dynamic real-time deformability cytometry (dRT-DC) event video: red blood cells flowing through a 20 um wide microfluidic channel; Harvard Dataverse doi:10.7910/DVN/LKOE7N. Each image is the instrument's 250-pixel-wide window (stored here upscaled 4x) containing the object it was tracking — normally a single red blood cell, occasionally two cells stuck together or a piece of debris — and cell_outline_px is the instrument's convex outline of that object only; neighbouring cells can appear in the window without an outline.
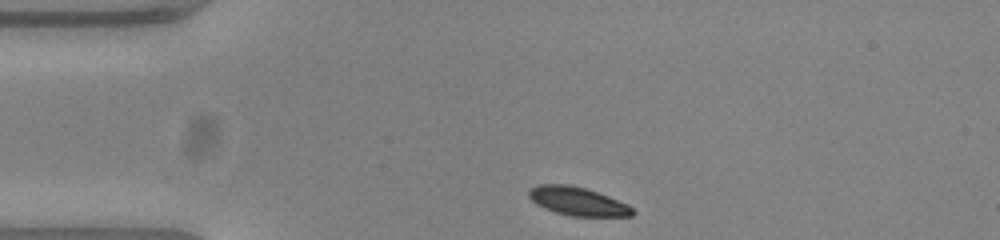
{"species": "common noctule bat (a hibernating species)", "species_latin": "Nyctalus noctula", "temperature_condition": "warm", "stored_images_in_passage": 34, "camera_frame_rate_fps": 3000, "um_per_image_px": 0.085, "animal": {"sex": "female", "body_mass_g": 23.0, "forearm_length_mm": 53.4}, "frame": {"image": 1, "passage_image": 1, "time_ms": 0.0, "image_size_px": [1000, 240], "cell_outline_px": [[636, 212], [632, 216], [572, 216], [556, 212], [544, 208], [536, 204], [528, 196], [528, 192], [532, 188], [540, 184], [568, 184], [584, 188], [608, 196], [628, 204]], "centroid_in_image_um": [49.11, 17.11], "position_along_channel_um": 35.9, "area_um2": 17.05}}
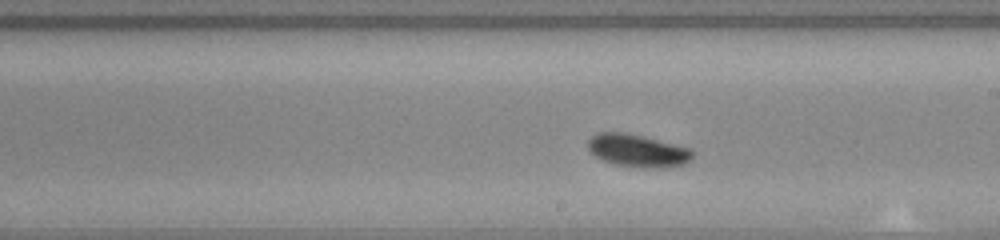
{"frame": {"image": 2, "passage_image": 20, "time_ms": 6.333, "image_size_px": [1000, 240], "cell_outline_px": [[696, 152], [684, 164], [668, 168], [640, 168], [612, 164], [596, 156], [588, 148], [588, 140], [596, 132], [624, 132], [692, 148]], "centroid_in_image_um": [54.22, 12.81], "position_along_channel_um": 234.8, "area_um2": 20.06}}
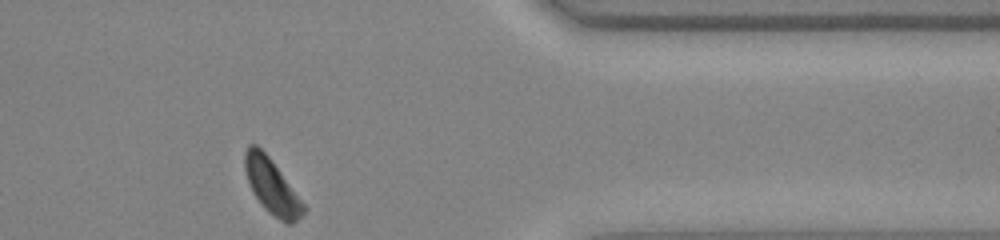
{"frame": {"image": 3, "passage_image": 34, "time_ms": 11.0, "image_size_px": [1000, 240], "cell_outline_px": [[308, 208], [292, 224], [284, 224], [268, 212], [264, 208], [256, 196], [248, 180], [244, 168], [244, 152], [252, 144], [256, 144], [268, 156]], "centroid_in_image_um": [23.12, 15.88], "position_along_channel_um": 388.3, "area_um2": 18.44}, "authors_computed_cell_mechanics": {"area_um2": 19.1029, "velocity_mm_per_s": 3.7422, "shape_relaxation_time_tau1_ms": 3.1058, "shape_relaxation_time_tau2_ms": null, "deformation_change_tau1": 0.1524, "deformation_change_tau2": null}}